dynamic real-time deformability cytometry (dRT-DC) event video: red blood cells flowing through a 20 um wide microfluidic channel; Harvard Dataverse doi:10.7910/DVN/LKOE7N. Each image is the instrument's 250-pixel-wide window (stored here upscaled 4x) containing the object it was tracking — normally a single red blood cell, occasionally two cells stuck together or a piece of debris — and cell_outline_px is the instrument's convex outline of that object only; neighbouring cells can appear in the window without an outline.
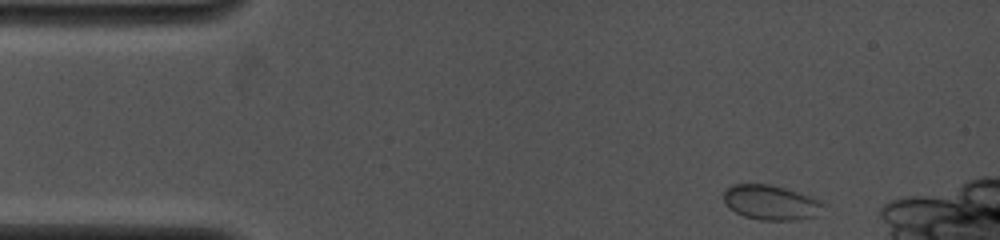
{"species": "common noctule bat (a hibernating species)", "species_latin": "Nyctalus noctula", "temperature_condition": "cold", "stored_images_in_passage": 31, "camera_frame_rate_fps": 4000, "um_per_image_px": 0.085, "animal": {"sex": "female", "body_mass_g": 19.0, "forearm_length_mm": 53.3}, "frame": {"image": 1, "passage_image": 1, "time_ms": 0.0, "image_size_px": [1000, 240], "cell_outline_px": [[824, 204], [816, 216], [796, 220], [760, 220], [744, 216], [728, 208], [724, 200], [724, 188], [732, 184], [768, 184], [784, 188], [820, 200]], "centroid_in_image_um": [65.47, 17.21], "position_along_channel_um": 19.5, "area_um2": 20.06}}
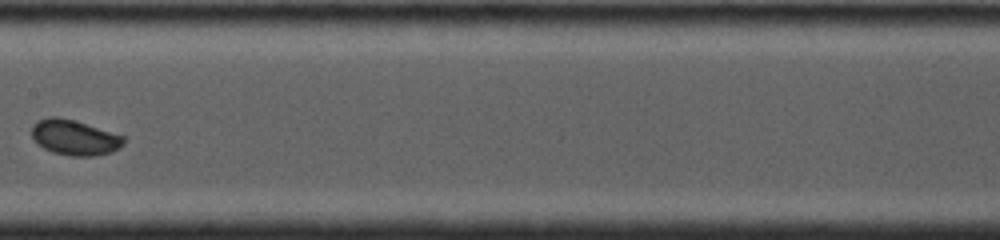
{"frame": {"image": 2, "passage_image": 16, "time_ms": 6.25, "image_size_px": [1000, 240], "cell_outline_px": [[124, 144], [120, 148], [112, 152], [96, 156], [68, 156], [52, 152], [44, 148], [32, 136], [32, 124], [48, 116], [60, 116], [124, 136]], "centroid_in_image_um": [6.35, 11.69], "position_along_channel_um": 201.1, "area_um2": 18.84}}
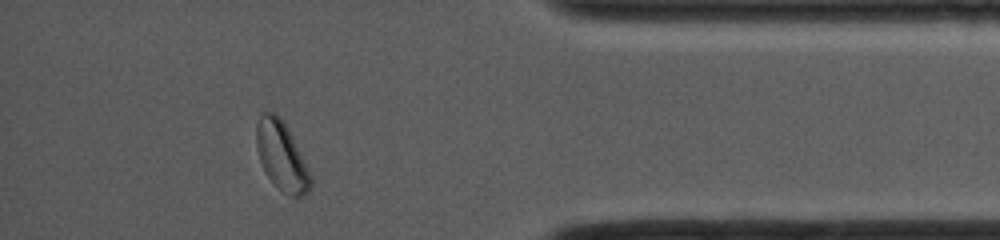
{"frame": {"image": 3, "passage_image": 28, "time_ms": 11.75, "image_size_px": [1000, 240], "cell_outline_px": [[312, 184], [308, 192], [304, 196], [292, 196], [284, 192], [268, 176], [260, 160], [256, 148], [256, 124], [260, 116], [264, 112], [276, 112], [284, 120], [312, 176]], "centroid_in_image_um": [23.94, 13.22], "position_along_channel_um": 411.3, "area_um2": 21.56}, "authors_computed_cell_mechanics": {"area_um2": 18.6694, "velocity_mm_per_s": 4.1398, "shape_relaxation_time_tau1_ms": 1.5361, "shape_relaxation_time_tau2_ms": null, "deformation_change_tau1": 0.039, "deformation_change_tau2": null}}